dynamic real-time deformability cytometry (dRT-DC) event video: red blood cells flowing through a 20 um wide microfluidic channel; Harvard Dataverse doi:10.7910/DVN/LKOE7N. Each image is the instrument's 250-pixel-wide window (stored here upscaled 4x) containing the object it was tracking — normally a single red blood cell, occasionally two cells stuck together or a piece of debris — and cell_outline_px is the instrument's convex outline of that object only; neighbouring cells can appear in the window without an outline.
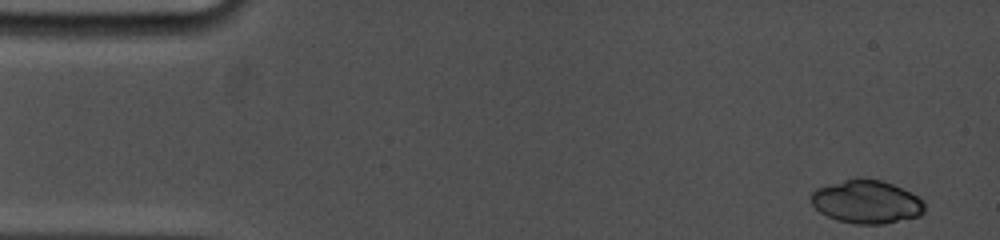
{"species": "common noctule bat (a hibernating species)", "species_latin": "Nyctalus noctula", "temperature_condition": "cold", "stored_images_in_passage": 10, "camera_frame_rate_fps": 5000, "um_per_image_px": 0.085, "animal": {"sex": "female", "body_mass_g": 19.0, "forearm_length_mm": 53.3}, "frame": {"image": 1, "passage_image": 1, "time_ms": 0.0, "image_size_px": [1000, 240], "cell_outline_px": [[924, 212], [920, 216], [884, 224], [856, 224], [836, 220], [820, 212], [812, 204], [812, 192], [816, 188], [856, 176], [860, 176], [880, 180], [892, 184], [916, 196], [924, 204]], "centroid_in_image_um": [73.63, 17.14], "position_along_channel_um": 11.4, "area_um2": 28.61}}
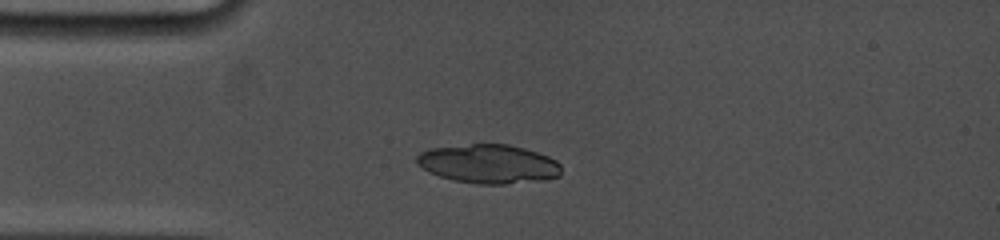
{"frame": {"image": 2, "passage_image": 9, "time_ms": 3.4, "image_size_px": [1000, 240], "cell_outline_px": [[560, 176], [544, 180], [504, 184], [476, 184], [452, 180], [428, 172], [416, 164], [416, 156], [420, 152], [428, 148], [472, 144], [508, 144], [524, 148], [548, 156], [556, 160], [560, 164]], "centroid_in_image_um": [41.5, 13.93], "position_along_channel_um": 43.5, "area_um2": 33.0}}